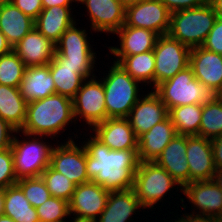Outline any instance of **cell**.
I'll return each mask as SVG.
<instances>
[{
    "label": "cell",
    "mask_w": 222,
    "mask_h": 222,
    "mask_svg": "<svg viewBox=\"0 0 222 222\" xmlns=\"http://www.w3.org/2000/svg\"><path fill=\"white\" fill-rule=\"evenodd\" d=\"M72 120L75 122L73 99L55 93L27 103L26 120L20 132L50 138L54 136V139L61 130L64 132Z\"/></svg>",
    "instance_id": "cell-2"
},
{
    "label": "cell",
    "mask_w": 222,
    "mask_h": 222,
    "mask_svg": "<svg viewBox=\"0 0 222 222\" xmlns=\"http://www.w3.org/2000/svg\"><path fill=\"white\" fill-rule=\"evenodd\" d=\"M186 160L190 182L212 180L216 173L211 140L200 136H187Z\"/></svg>",
    "instance_id": "cell-18"
},
{
    "label": "cell",
    "mask_w": 222,
    "mask_h": 222,
    "mask_svg": "<svg viewBox=\"0 0 222 222\" xmlns=\"http://www.w3.org/2000/svg\"><path fill=\"white\" fill-rule=\"evenodd\" d=\"M72 2L76 0H42L43 8H49L54 6H72Z\"/></svg>",
    "instance_id": "cell-45"
},
{
    "label": "cell",
    "mask_w": 222,
    "mask_h": 222,
    "mask_svg": "<svg viewBox=\"0 0 222 222\" xmlns=\"http://www.w3.org/2000/svg\"><path fill=\"white\" fill-rule=\"evenodd\" d=\"M218 95H222V88H221V90L218 92Z\"/></svg>",
    "instance_id": "cell-55"
},
{
    "label": "cell",
    "mask_w": 222,
    "mask_h": 222,
    "mask_svg": "<svg viewBox=\"0 0 222 222\" xmlns=\"http://www.w3.org/2000/svg\"><path fill=\"white\" fill-rule=\"evenodd\" d=\"M118 64L132 78L144 83V86L150 83L149 85L154 88L155 57L153 51L125 56Z\"/></svg>",
    "instance_id": "cell-32"
},
{
    "label": "cell",
    "mask_w": 222,
    "mask_h": 222,
    "mask_svg": "<svg viewBox=\"0 0 222 222\" xmlns=\"http://www.w3.org/2000/svg\"><path fill=\"white\" fill-rule=\"evenodd\" d=\"M153 52L155 57L154 88L189 66L191 48L169 34L158 36Z\"/></svg>",
    "instance_id": "cell-8"
},
{
    "label": "cell",
    "mask_w": 222,
    "mask_h": 222,
    "mask_svg": "<svg viewBox=\"0 0 222 222\" xmlns=\"http://www.w3.org/2000/svg\"><path fill=\"white\" fill-rule=\"evenodd\" d=\"M15 133H20L0 117V151L11 148Z\"/></svg>",
    "instance_id": "cell-42"
},
{
    "label": "cell",
    "mask_w": 222,
    "mask_h": 222,
    "mask_svg": "<svg viewBox=\"0 0 222 222\" xmlns=\"http://www.w3.org/2000/svg\"><path fill=\"white\" fill-rule=\"evenodd\" d=\"M86 33L85 29L77 28L76 22L71 25L55 44L54 60L71 66H95L97 53L93 51Z\"/></svg>",
    "instance_id": "cell-9"
},
{
    "label": "cell",
    "mask_w": 222,
    "mask_h": 222,
    "mask_svg": "<svg viewBox=\"0 0 222 222\" xmlns=\"http://www.w3.org/2000/svg\"><path fill=\"white\" fill-rule=\"evenodd\" d=\"M11 2L34 20L43 10L42 0H11Z\"/></svg>",
    "instance_id": "cell-40"
},
{
    "label": "cell",
    "mask_w": 222,
    "mask_h": 222,
    "mask_svg": "<svg viewBox=\"0 0 222 222\" xmlns=\"http://www.w3.org/2000/svg\"><path fill=\"white\" fill-rule=\"evenodd\" d=\"M36 211L39 222H67L65 219L70 217L69 202L53 196L39 205Z\"/></svg>",
    "instance_id": "cell-36"
},
{
    "label": "cell",
    "mask_w": 222,
    "mask_h": 222,
    "mask_svg": "<svg viewBox=\"0 0 222 222\" xmlns=\"http://www.w3.org/2000/svg\"><path fill=\"white\" fill-rule=\"evenodd\" d=\"M70 138L57 146L54 144L51 152L50 166L57 172L65 175L74 184L80 185L89 182L86 172V149L83 144L76 145Z\"/></svg>",
    "instance_id": "cell-12"
},
{
    "label": "cell",
    "mask_w": 222,
    "mask_h": 222,
    "mask_svg": "<svg viewBox=\"0 0 222 222\" xmlns=\"http://www.w3.org/2000/svg\"><path fill=\"white\" fill-rule=\"evenodd\" d=\"M186 149L187 136L176 134L154 161L164 168L182 188L190 183Z\"/></svg>",
    "instance_id": "cell-21"
},
{
    "label": "cell",
    "mask_w": 222,
    "mask_h": 222,
    "mask_svg": "<svg viewBox=\"0 0 222 222\" xmlns=\"http://www.w3.org/2000/svg\"><path fill=\"white\" fill-rule=\"evenodd\" d=\"M176 221L177 222H216V218L185 213L182 215V217L181 216L178 217Z\"/></svg>",
    "instance_id": "cell-44"
},
{
    "label": "cell",
    "mask_w": 222,
    "mask_h": 222,
    "mask_svg": "<svg viewBox=\"0 0 222 222\" xmlns=\"http://www.w3.org/2000/svg\"><path fill=\"white\" fill-rule=\"evenodd\" d=\"M216 222H222V217L216 218Z\"/></svg>",
    "instance_id": "cell-54"
},
{
    "label": "cell",
    "mask_w": 222,
    "mask_h": 222,
    "mask_svg": "<svg viewBox=\"0 0 222 222\" xmlns=\"http://www.w3.org/2000/svg\"><path fill=\"white\" fill-rule=\"evenodd\" d=\"M108 67L110 68L108 73H105L106 76L100 78L104 86L107 119L127 118L131 109L142 97L141 94H138L141 90L139 87L141 82L132 78L116 62Z\"/></svg>",
    "instance_id": "cell-4"
},
{
    "label": "cell",
    "mask_w": 222,
    "mask_h": 222,
    "mask_svg": "<svg viewBox=\"0 0 222 222\" xmlns=\"http://www.w3.org/2000/svg\"><path fill=\"white\" fill-rule=\"evenodd\" d=\"M11 0H0V6L4 3L10 2Z\"/></svg>",
    "instance_id": "cell-53"
},
{
    "label": "cell",
    "mask_w": 222,
    "mask_h": 222,
    "mask_svg": "<svg viewBox=\"0 0 222 222\" xmlns=\"http://www.w3.org/2000/svg\"><path fill=\"white\" fill-rule=\"evenodd\" d=\"M13 51L26 67L48 65L54 59L56 47L35 26L14 47Z\"/></svg>",
    "instance_id": "cell-20"
},
{
    "label": "cell",
    "mask_w": 222,
    "mask_h": 222,
    "mask_svg": "<svg viewBox=\"0 0 222 222\" xmlns=\"http://www.w3.org/2000/svg\"><path fill=\"white\" fill-rule=\"evenodd\" d=\"M85 139L82 144L86 149V172L89 180L108 191L132 189L140 163L138 150H110L93 134Z\"/></svg>",
    "instance_id": "cell-1"
},
{
    "label": "cell",
    "mask_w": 222,
    "mask_h": 222,
    "mask_svg": "<svg viewBox=\"0 0 222 222\" xmlns=\"http://www.w3.org/2000/svg\"><path fill=\"white\" fill-rule=\"evenodd\" d=\"M189 66L194 77L219 92L222 88V55L200 47L191 48Z\"/></svg>",
    "instance_id": "cell-22"
},
{
    "label": "cell",
    "mask_w": 222,
    "mask_h": 222,
    "mask_svg": "<svg viewBox=\"0 0 222 222\" xmlns=\"http://www.w3.org/2000/svg\"><path fill=\"white\" fill-rule=\"evenodd\" d=\"M174 186L182 187L173 177L155 162H140L135 172L133 190L144 209L155 207L158 202L161 203L167 193L173 190Z\"/></svg>",
    "instance_id": "cell-7"
},
{
    "label": "cell",
    "mask_w": 222,
    "mask_h": 222,
    "mask_svg": "<svg viewBox=\"0 0 222 222\" xmlns=\"http://www.w3.org/2000/svg\"><path fill=\"white\" fill-rule=\"evenodd\" d=\"M213 180L222 192V170L216 171L215 175L213 176Z\"/></svg>",
    "instance_id": "cell-48"
},
{
    "label": "cell",
    "mask_w": 222,
    "mask_h": 222,
    "mask_svg": "<svg viewBox=\"0 0 222 222\" xmlns=\"http://www.w3.org/2000/svg\"><path fill=\"white\" fill-rule=\"evenodd\" d=\"M209 2L214 8L217 18L222 19V0H209Z\"/></svg>",
    "instance_id": "cell-47"
},
{
    "label": "cell",
    "mask_w": 222,
    "mask_h": 222,
    "mask_svg": "<svg viewBox=\"0 0 222 222\" xmlns=\"http://www.w3.org/2000/svg\"><path fill=\"white\" fill-rule=\"evenodd\" d=\"M143 209L133 189L110 191L106 206L96 222H128L132 215Z\"/></svg>",
    "instance_id": "cell-26"
},
{
    "label": "cell",
    "mask_w": 222,
    "mask_h": 222,
    "mask_svg": "<svg viewBox=\"0 0 222 222\" xmlns=\"http://www.w3.org/2000/svg\"><path fill=\"white\" fill-rule=\"evenodd\" d=\"M27 101L20 89L0 84V117L17 131H20L26 120Z\"/></svg>",
    "instance_id": "cell-29"
},
{
    "label": "cell",
    "mask_w": 222,
    "mask_h": 222,
    "mask_svg": "<svg viewBox=\"0 0 222 222\" xmlns=\"http://www.w3.org/2000/svg\"><path fill=\"white\" fill-rule=\"evenodd\" d=\"M45 181L51 196L70 201L75 191L76 184L69 180L65 175L55 171L50 165L41 175Z\"/></svg>",
    "instance_id": "cell-35"
},
{
    "label": "cell",
    "mask_w": 222,
    "mask_h": 222,
    "mask_svg": "<svg viewBox=\"0 0 222 222\" xmlns=\"http://www.w3.org/2000/svg\"><path fill=\"white\" fill-rule=\"evenodd\" d=\"M4 215L15 222H39L36 208L26 199L17 184L4 189Z\"/></svg>",
    "instance_id": "cell-30"
},
{
    "label": "cell",
    "mask_w": 222,
    "mask_h": 222,
    "mask_svg": "<svg viewBox=\"0 0 222 222\" xmlns=\"http://www.w3.org/2000/svg\"><path fill=\"white\" fill-rule=\"evenodd\" d=\"M91 130L110 150H138V138L127 118H108Z\"/></svg>",
    "instance_id": "cell-17"
},
{
    "label": "cell",
    "mask_w": 222,
    "mask_h": 222,
    "mask_svg": "<svg viewBox=\"0 0 222 222\" xmlns=\"http://www.w3.org/2000/svg\"><path fill=\"white\" fill-rule=\"evenodd\" d=\"M4 215V190H0V216Z\"/></svg>",
    "instance_id": "cell-49"
},
{
    "label": "cell",
    "mask_w": 222,
    "mask_h": 222,
    "mask_svg": "<svg viewBox=\"0 0 222 222\" xmlns=\"http://www.w3.org/2000/svg\"><path fill=\"white\" fill-rule=\"evenodd\" d=\"M216 170H222V135L211 140Z\"/></svg>",
    "instance_id": "cell-43"
},
{
    "label": "cell",
    "mask_w": 222,
    "mask_h": 222,
    "mask_svg": "<svg viewBox=\"0 0 222 222\" xmlns=\"http://www.w3.org/2000/svg\"><path fill=\"white\" fill-rule=\"evenodd\" d=\"M222 135V100L202 104V116L199 127V136L212 140Z\"/></svg>",
    "instance_id": "cell-33"
},
{
    "label": "cell",
    "mask_w": 222,
    "mask_h": 222,
    "mask_svg": "<svg viewBox=\"0 0 222 222\" xmlns=\"http://www.w3.org/2000/svg\"><path fill=\"white\" fill-rule=\"evenodd\" d=\"M125 7L136 4L138 2L144 1V0H119Z\"/></svg>",
    "instance_id": "cell-50"
},
{
    "label": "cell",
    "mask_w": 222,
    "mask_h": 222,
    "mask_svg": "<svg viewBox=\"0 0 222 222\" xmlns=\"http://www.w3.org/2000/svg\"><path fill=\"white\" fill-rule=\"evenodd\" d=\"M202 47L222 55V19H216Z\"/></svg>",
    "instance_id": "cell-39"
},
{
    "label": "cell",
    "mask_w": 222,
    "mask_h": 222,
    "mask_svg": "<svg viewBox=\"0 0 222 222\" xmlns=\"http://www.w3.org/2000/svg\"><path fill=\"white\" fill-rule=\"evenodd\" d=\"M97 76L86 79L73 98L75 121L82 118L90 128L107 119L104 86Z\"/></svg>",
    "instance_id": "cell-10"
},
{
    "label": "cell",
    "mask_w": 222,
    "mask_h": 222,
    "mask_svg": "<svg viewBox=\"0 0 222 222\" xmlns=\"http://www.w3.org/2000/svg\"><path fill=\"white\" fill-rule=\"evenodd\" d=\"M110 191L93 181L76 185L69 201V212L73 217L96 221L104 210Z\"/></svg>",
    "instance_id": "cell-13"
},
{
    "label": "cell",
    "mask_w": 222,
    "mask_h": 222,
    "mask_svg": "<svg viewBox=\"0 0 222 222\" xmlns=\"http://www.w3.org/2000/svg\"><path fill=\"white\" fill-rule=\"evenodd\" d=\"M151 89V92L142 95L127 117L137 138L168 116L166 105Z\"/></svg>",
    "instance_id": "cell-16"
},
{
    "label": "cell",
    "mask_w": 222,
    "mask_h": 222,
    "mask_svg": "<svg viewBox=\"0 0 222 222\" xmlns=\"http://www.w3.org/2000/svg\"><path fill=\"white\" fill-rule=\"evenodd\" d=\"M22 134L24 137L26 136L25 138L28 137L29 141L25 138L19 140L14 135L11 144L15 175L17 179L41 177L43 171L50 165L51 152L54 146L43 141L45 136L38 135L37 137V135Z\"/></svg>",
    "instance_id": "cell-6"
},
{
    "label": "cell",
    "mask_w": 222,
    "mask_h": 222,
    "mask_svg": "<svg viewBox=\"0 0 222 222\" xmlns=\"http://www.w3.org/2000/svg\"><path fill=\"white\" fill-rule=\"evenodd\" d=\"M171 12L160 0H144L125 7L124 26L145 28L159 36L168 34Z\"/></svg>",
    "instance_id": "cell-11"
},
{
    "label": "cell",
    "mask_w": 222,
    "mask_h": 222,
    "mask_svg": "<svg viewBox=\"0 0 222 222\" xmlns=\"http://www.w3.org/2000/svg\"><path fill=\"white\" fill-rule=\"evenodd\" d=\"M96 66H71L57 63L54 59L49 62V72L52 75L57 94L73 99L83 82L93 77Z\"/></svg>",
    "instance_id": "cell-23"
},
{
    "label": "cell",
    "mask_w": 222,
    "mask_h": 222,
    "mask_svg": "<svg viewBox=\"0 0 222 222\" xmlns=\"http://www.w3.org/2000/svg\"><path fill=\"white\" fill-rule=\"evenodd\" d=\"M13 50V47L7 41L5 35L0 31V55L9 53Z\"/></svg>",
    "instance_id": "cell-46"
},
{
    "label": "cell",
    "mask_w": 222,
    "mask_h": 222,
    "mask_svg": "<svg viewBox=\"0 0 222 222\" xmlns=\"http://www.w3.org/2000/svg\"><path fill=\"white\" fill-rule=\"evenodd\" d=\"M171 12L191 9L205 5L209 0H160Z\"/></svg>",
    "instance_id": "cell-41"
},
{
    "label": "cell",
    "mask_w": 222,
    "mask_h": 222,
    "mask_svg": "<svg viewBox=\"0 0 222 222\" xmlns=\"http://www.w3.org/2000/svg\"><path fill=\"white\" fill-rule=\"evenodd\" d=\"M89 16L95 32L115 33L125 22V6L119 0H79Z\"/></svg>",
    "instance_id": "cell-15"
},
{
    "label": "cell",
    "mask_w": 222,
    "mask_h": 222,
    "mask_svg": "<svg viewBox=\"0 0 222 222\" xmlns=\"http://www.w3.org/2000/svg\"><path fill=\"white\" fill-rule=\"evenodd\" d=\"M70 6L43 8L34 20L35 28L51 42L56 44L64 32L76 22Z\"/></svg>",
    "instance_id": "cell-25"
},
{
    "label": "cell",
    "mask_w": 222,
    "mask_h": 222,
    "mask_svg": "<svg viewBox=\"0 0 222 222\" xmlns=\"http://www.w3.org/2000/svg\"><path fill=\"white\" fill-rule=\"evenodd\" d=\"M182 193L194 206L192 209L199 210L190 214L222 217V192L213 179L190 182L182 188Z\"/></svg>",
    "instance_id": "cell-14"
},
{
    "label": "cell",
    "mask_w": 222,
    "mask_h": 222,
    "mask_svg": "<svg viewBox=\"0 0 222 222\" xmlns=\"http://www.w3.org/2000/svg\"><path fill=\"white\" fill-rule=\"evenodd\" d=\"M168 116L179 135L199 136L202 104H188L168 110Z\"/></svg>",
    "instance_id": "cell-31"
},
{
    "label": "cell",
    "mask_w": 222,
    "mask_h": 222,
    "mask_svg": "<svg viewBox=\"0 0 222 222\" xmlns=\"http://www.w3.org/2000/svg\"><path fill=\"white\" fill-rule=\"evenodd\" d=\"M72 222H96L94 220H87V219H80V218H73Z\"/></svg>",
    "instance_id": "cell-52"
},
{
    "label": "cell",
    "mask_w": 222,
    "mask_h": 222,
    "mask_svg": "<svg viewBox=\"0 0 222 222\" xmlns=\"http://www.w3.org/2000/svg\"><path fill=\"white\" fill-rule=\"evenodd\" d=\"M153 91L166 105L167 110L188 104H207L219 97L217 91L194 77L190 66L158 84Z\"/></svg>",
    "instance_id": "cell-3"
},
{
    "label": "cell",
    "mask_w": 222,
    "mask_h": 222,
    "mask_svg": "<svg viewBox=\"0 0 222 222\" xmlns=\"http://www.w3.org/2000/svg\"><path fill=\"white\" fill-rule=\"evenodd\" d=\"M16 184L22 189L26 199L35 208L51 197L42 177L21 178L18 179Z\"/></svg>",
    "instance_id": "cell-37"
},
{
    "label": "cell",
    "mask_w": 222,
    "mask_h": 222,
    "mask_svg": "<svg viewBox=\"0 0 222 222\" xmlns=\"http://www.w3.org/2000/svg\"><path fill=\"white\" fill-rule=\"evenodd\" d=\"M26 66L12 50L0 55V84L19 88Z\"/></svg>",
    "instance_id": "cell-34"
},
{
    "label": "cell",
    "mask_w": 222,
    "mask_h": 222,
    "mask_svg": "<svg viewBox=\"0 0 222 222\" xmlns=\"http://www.w3.org/2000/svg\"><path fill=\"white\" fill-rule=\"evenodd\" d=\"M34 27V19L24 14L11 1L0 6V31L14 47Z\"/></svg>",
    "instance_id": "cell-28"
},
{
    "label": "cell",
    "mask_w": 222,
    "mask_h": 222,
    "mask_svg": "<svg viewBox=\"0 0 222 222\" xmlns=\"http://www.w3.org/2000/svg\"><path fill=\"white\" fill-rule=\"evenodd\" d=\"M19 89L27 103L55 94V85L49 72V64L26 67Z\"/></svg>",
    "instance_id": "cell-27"
},
{
    "label": "cell",
    "mask_w": 222,
    "mask_h": 222,
    "mask_svg": "<svg viewBox=\"0 0 222 222\" xmlns=\"http://www.w3.org/2000/svg\"><path fill=\"white\" fill-rule=\"evenodd\" d=\"M18 179L14 171L12 149L0 151V190L15 185Z\"/></svg>",
    "instance_id": "cell-38"
},
{
    "label": "cell",
    "mask_w": 222,
    "mask_h": 222,
    "mask_svg": "<svg viewBox=\"0 0 222 222\" xmlns=\"http://www.w3.org/2000/svg\"><path fill=\"white\" fill-rule=\"evenodd\" d=\"M217 15L210 2L200 7L171 13L168 34L189 48L203 45Z\"/></svg>",
    "instance_id": "cell-5"
},
{
    "label": "cell",
    "mask_w": 222,
    "mask_h": 222,
    "mask_svg": "<svg viewBox=\"0 0 222 222\" xmlns=\"http://www.w3.org/2000/svg\"><path fill=\"white\" fill-rule=\"evenodd\" d=\"M0 222H15V221L6 215H2L0 216Z\"/></svg>",
    "instance_id": "cell-51"
},
{
    "label": "cell",
    "mask_w": 222,
    "mask_h": 222,
    "mask_svg": "<svg viewBox=\"0 0 222 222\" xmlns=\"http://www.w3.org/2000/svg\"><path fill=\"white\" fill-rule=\"evenodd\" d=\"M114 34L120 38V47L109 46V52L119 63L125 56L153 51L158 34L152 30L122 25Z\"/></svg>",
    "instance_id": "cell-19"
},
{
    "label": "cell",
    "mask_w": 222,
    "mask_h": 222,
    "mask_svg": "<svg viewBox=\"0 0 222 222\" xmlns=\"http://www.w3.org/2000/svg\"><path fill=\"white\" fill-rule=\"evenodd\" d=\"M177 134L169 116L138 137L140 162H154Z\"/></svg>",
    "instance_id": "cell-24"
}]
</instances>
